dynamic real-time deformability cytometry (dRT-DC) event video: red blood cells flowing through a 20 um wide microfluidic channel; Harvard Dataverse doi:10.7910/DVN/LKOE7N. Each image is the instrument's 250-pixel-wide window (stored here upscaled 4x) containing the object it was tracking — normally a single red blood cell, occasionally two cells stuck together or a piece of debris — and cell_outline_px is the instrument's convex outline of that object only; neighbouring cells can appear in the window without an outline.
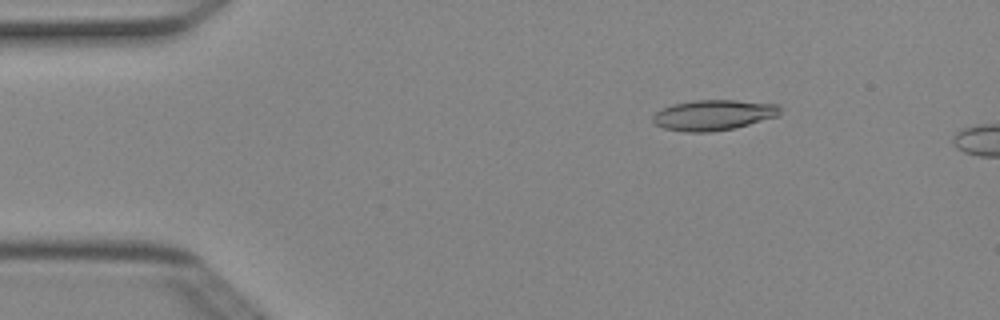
{"species": "Egyptian fruit bat (a non-hibernating species)", "species_latin": "Rousettus aegyptiacus", "temperature_condition": "cold", "stored_images_in_passage": 3, "camera_frame_rate_fps": 3000, "um_per_image_px": 0.085, "animal": {"sex": "female"}, "frame": {"image": 1, "passage_image": 2, "time_ms": 0.333, "image_size_px": [1000, 320], "cell_outline_px": [[780, 116], [736, 128], [712, 132], [684, 132], [664, 128], [656, 124], [652, 120], [652, 116], [660, 108], [672, 104], [692, 100], [736, 100], [780, 104]], "centroid_in_image_um": [60.66, 9.78], "position_along_channel_um": 24.3, "area_um2": 23.0}}